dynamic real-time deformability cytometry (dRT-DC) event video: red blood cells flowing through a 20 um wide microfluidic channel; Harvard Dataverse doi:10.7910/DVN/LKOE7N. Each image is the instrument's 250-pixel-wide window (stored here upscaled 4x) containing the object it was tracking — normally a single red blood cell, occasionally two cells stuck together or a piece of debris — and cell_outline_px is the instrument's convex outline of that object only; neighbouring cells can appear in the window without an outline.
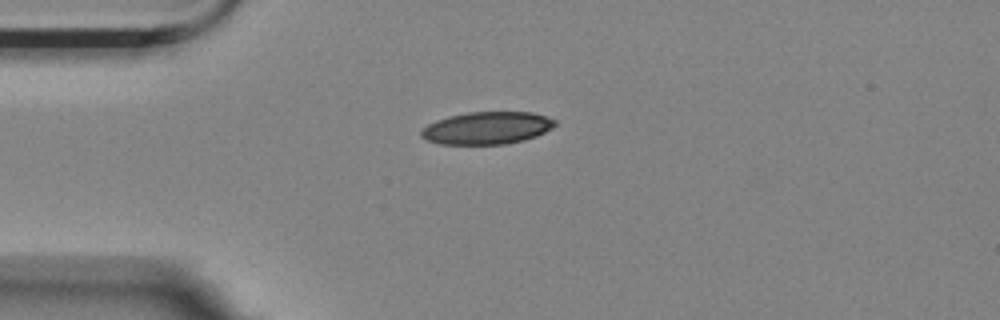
{"species": "Egyptian fruit bat (a non-hibernating species)", "species_latin": "Rousettus aegyptiacus", "temperature_condition": "room temperature", "stored_images_in_passage": 12, "camera_frame_rate_fps": 3000, "um_per_image_px": 0.085, "animal": {"sex": "female"}, "frame": {"image": 1, "passage_image": 1, "time_ms": 0.0, "image_size_px": [1000, 320], "cell_outline_px": [[556, 124], [552, 128], [536, 136], [524, 140], [508, 144], [440, 144], [428, 140], [420, 136], [420, 132], [428, 124], [436, 120], [448, 116], [468, 112], [532, 112], [556, 120]], "centroid_in_image_um": [41.39, 10.88], "position_along_channel_um": 43.6, "area_um2": 25.26}}
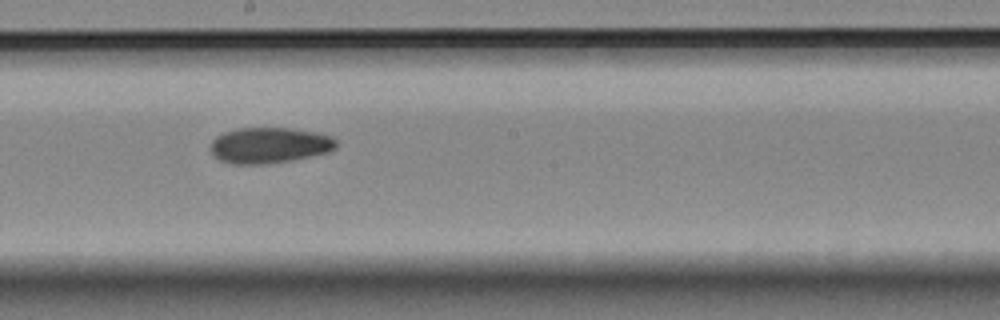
{"frame": {"image": 2, "passage_image": 6, "time_ms": 1.667, "image_size_px": [1000, 320], "cell_outline_px": [[336, 148], [328, 152], [288, 160], [264, 164], [232, 164], [220, 160], [212, 156], [208, 148], [212, 140], [216, 136], [224, 132], [240, 128], [288, 128], [316, 132], [332, 136], [336, 140]], "centroid_in_image_um": [22.83, 12.34], "position_along_channel_um": 225.4, "area_um2": 26.24}}
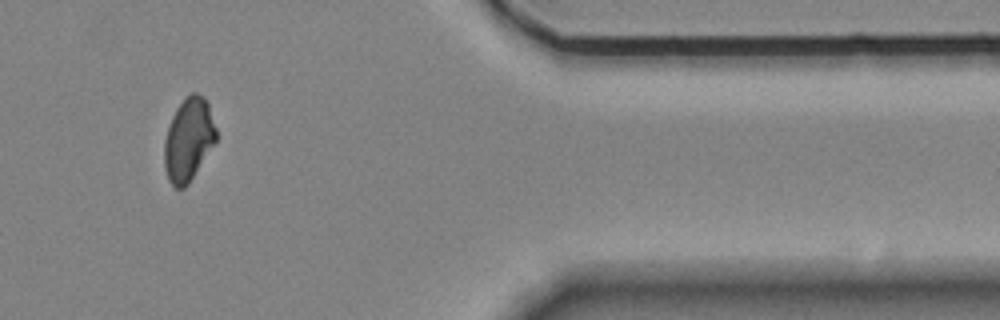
{"frame": {"image": 3, "passage_image": 10, "time_ms": 3.0, "image_size_px": [1000, 320], "cell_outline_px": [[216, 140], [188, 184], [184, 188], [176, 188], [168, 180], [164, 168], [164, 140], [172, 116], [176, 108], [192, 92], [196, 92], [204, 96], [208, 104], [216, 128]], "centroid_in_image_um": [16.01, 11.86], "position_along_channel_um": 395.4, "area_um2": 24.8}}